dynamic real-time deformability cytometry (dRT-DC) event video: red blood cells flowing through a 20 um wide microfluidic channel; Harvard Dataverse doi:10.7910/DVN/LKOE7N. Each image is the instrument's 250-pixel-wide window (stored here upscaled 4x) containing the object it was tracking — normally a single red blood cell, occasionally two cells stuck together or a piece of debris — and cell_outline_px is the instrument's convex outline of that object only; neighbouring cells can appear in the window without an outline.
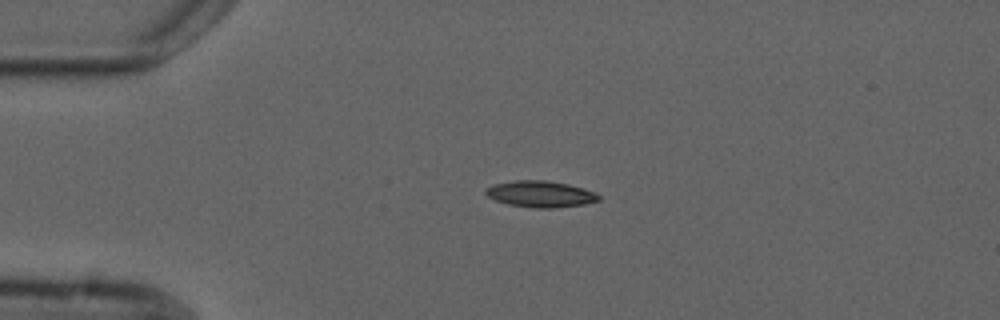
{"species": "common noctule bat (a hibernating species)", "species_latin": "Nyctalus noctula", "temperature_condition": "cold", "stored_images_in_passage": 3, "camera_frame_rate_fps": 3000, "um_per_image_px": 0.085, "animal": {"sex": "male", "forearm_length_mm": 52.5}, "frame": {"image": 1, "passage_image": 1, "time_ms": 0.0, "image_size_px": [1000, 320], "cell_outline_px": [[600, 200], [584, 204], [552, 208], [536, 208], [508, 204], [496, 200], [488, 196], [484, 192], [484, 188], [496, 184], [516, 180], [548, 180], [568, 184], [584, 188], [596, 192], [600, 196]], "centroid_in_image_um": [45.96, 16.48], "position_along_channel_um": 39.0, "area_um2": 17.34}}
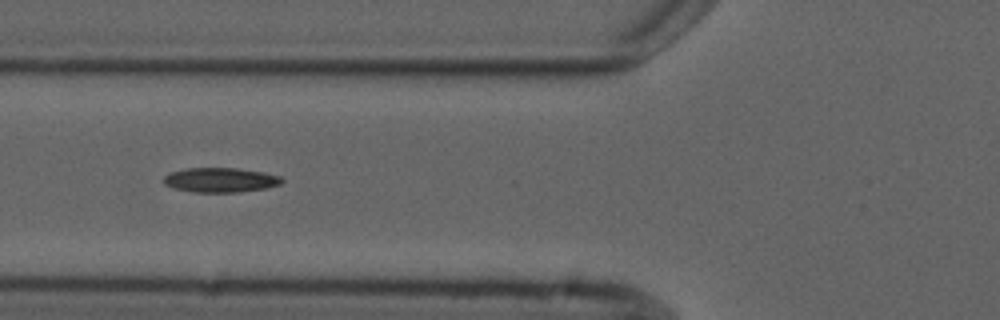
{"frame": {"image": 2, "passage_image": 3, "time_ms": 2.667, "image_size_px": [1000, 320], "cell_outline_px": [[284, 180], [280, 184], [264, 188], [236, 192], [196, 192], [172, 188], [164, 184], [164, 176], [172, 172], [188, 168], [236, 168], [264, 172], [280, 176]], "centroid_in_image_um": [18.73, 15.29], "position_along_channel_um": 107.1, "area_um2": 16.76}}